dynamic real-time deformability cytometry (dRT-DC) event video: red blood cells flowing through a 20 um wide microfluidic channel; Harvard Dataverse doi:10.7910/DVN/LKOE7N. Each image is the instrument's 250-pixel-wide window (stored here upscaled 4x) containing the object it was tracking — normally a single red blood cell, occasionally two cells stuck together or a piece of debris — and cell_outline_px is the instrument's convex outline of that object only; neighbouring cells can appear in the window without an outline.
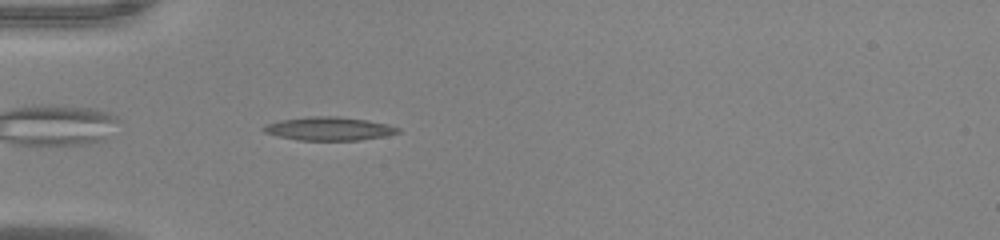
{"species": "common noctule bat (a hibernating species)", "species_latin": "Nyctalus noctula", "temperature_condition": "warm", "stored_images_in_passage": 35, "camera_frame_rate_fps": 3000, "um_per_image_px": 0.085, "animal": {"sex": "male", "body_mass_g": 20.0, "forearm_length_mm": 53.3}, "frame": {"image": 1, "passage_image": 2, "time_ms": 0.333, "image_size_px": [1000, 240], "cell_outline_px": [[400, 132], [384, 136], [360, 140], [300, 140], [280, 136], [264, 132], [260, 128], [264, 124], [280, 120], [312, 116], [336, 116], [368, 120], [400, 128]], "centroid_in_image_um": [27.93, 10.93], "position_along_channel_um": 57.1, "area_um2": 18.21}}
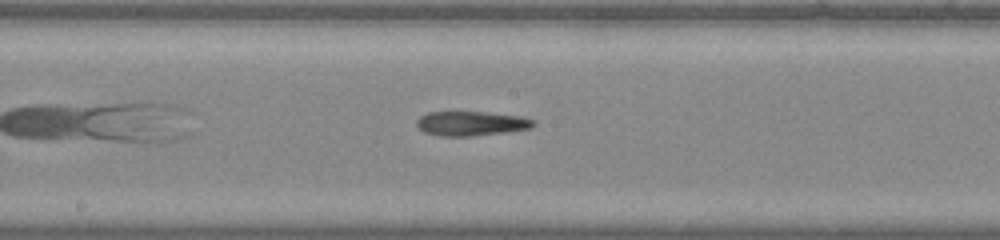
{"frame": {"image": 2, "passage_image": 14, "time_ms": 4.333, "image_size_px": [1000, 240], "cell_outline_px": [[536, 124], [532, 128], [504, 132], [472, 136], [440, 136], [424, 132], [416, 124], [416, 120], [420, 116], [428, 112], [484, 112], [520, 116], [536, 120]], "centroid_in_image_um": [40.06, 10.49], "position_along_channel_um": 208.1, "area_um2": 16.65}}
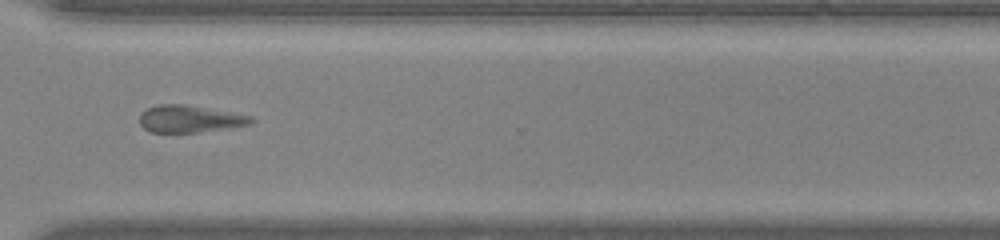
{"frame": {"image": 3, "passage_image": 25, "time_ms": 8.0, "image_size_px": [1000, 240], "cell_outline_px": [[256, 120], [252, 124], [228, 128], [200, 132], [148, 132], [140, 124], [140, 112], [148, 108], [160, 104], [184, 104], [252, 116]], "centroid_in_image_um": [16.13, 10.11], "position_along_channel_um": 354.5, "area_um2": 17.63}, "authors_computed_cell_mechanics": {"area_um2": 17.3978, "velocity_mm_per_s": 3.9789, "shape_relaxation_time_tau1_ms": 4.402, "shape_relaxation_time_tau2_ms": 3.9787, "deformation_change_tau1": 0.1467, "deformation_change_tau2": 0.1593}}